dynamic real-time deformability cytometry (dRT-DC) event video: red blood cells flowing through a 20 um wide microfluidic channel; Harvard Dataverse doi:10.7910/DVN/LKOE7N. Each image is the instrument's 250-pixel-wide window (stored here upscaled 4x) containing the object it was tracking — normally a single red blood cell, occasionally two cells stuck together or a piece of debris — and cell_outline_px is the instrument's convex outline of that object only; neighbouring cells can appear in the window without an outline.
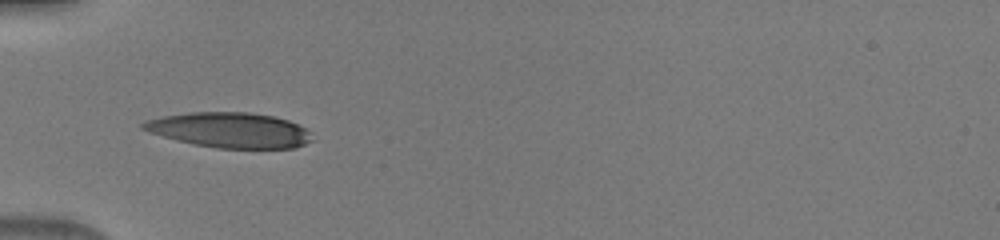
{"species": "human", "species_latin": "Homo sapiens", "temperature_condition": "warm", "stored_images_in_passage": 3, "camera_frame_rate_fps": 3000, "um_per_image_px": 0.085, "donor": {"sex": "male"}, "frame": {"image": 1, "passage_image": 1, "time_ms": 0.0, "image_size_px": [1000, 240], "cell_outline_px": [[316, 140], [292, 148], [216, 148], [192, 144], [176, 140], [148, 132], [140, 128], [140, 124], [144, 120], [164, 116], [192, 112], [248, 112], [272, 116], [288, 120], [304, 128]], "centroid_in_image_um": [19.49, 11.06], "position_along_channel_um": 65.5, "area_um2": 34.68}}